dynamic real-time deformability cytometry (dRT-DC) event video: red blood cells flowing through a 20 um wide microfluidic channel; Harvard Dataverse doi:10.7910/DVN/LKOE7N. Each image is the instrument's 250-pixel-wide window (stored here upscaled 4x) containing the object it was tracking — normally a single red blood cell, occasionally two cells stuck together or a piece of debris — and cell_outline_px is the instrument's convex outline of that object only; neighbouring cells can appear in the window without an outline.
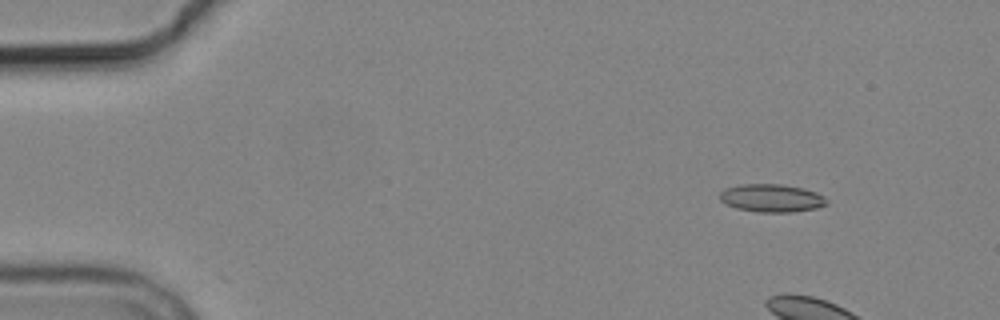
{"species": "common noctule bat (a hibernating species)", "species_latin": "Nyctalus noctula", "temperature_condition": "cold", "stored_images_in_passage": 6, "camera_frame_rate_fps": 3000, "um_per_image_px": 0.085, "animal": {"sex": "male", "body_mass_g": 19.2, "forearm_length_mm": 51.8}, "frame": {"image": 1, "passage_image": 2, "time_ms": 1.333, "image_size_px": [1000, 320], "cell_outline_px": [[828, 204], [816, 208], [792, 212], [756, 212], [736, 208], [724, 204], [720, 200], [720, 192], [724, 188], [740, 184], [780, 184], [804, 188], [816, 192], [824, 196], [828, 200]], "centroid_in_image_um": [65.57, 16.83], "position_along_channel_um": 19.4, "area_um2": 17.63}}
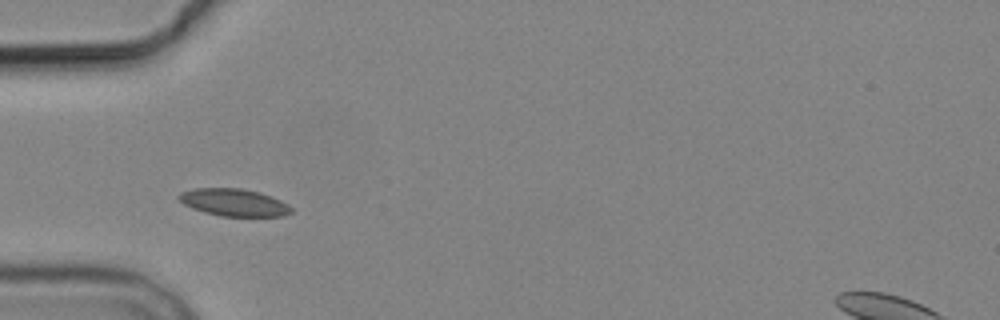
{"frame": {"image": 2, "passage_image": 6, "time_ms": 6.0, "image_size_px": [1000, 320], "cell_outline_px": [[292, 212], [284, 216], [220, 216], [204, 212], [192, 208], [184, 204], [176, 196], [180, 192], [192, 188], [240, 188], [260, 192], [272, 196], [288, 204], [292, 208]], "centroid_in_image_um": [19.88, 17.2], "position_along_channel_um": 65.1, "area_um2": 18.03}}